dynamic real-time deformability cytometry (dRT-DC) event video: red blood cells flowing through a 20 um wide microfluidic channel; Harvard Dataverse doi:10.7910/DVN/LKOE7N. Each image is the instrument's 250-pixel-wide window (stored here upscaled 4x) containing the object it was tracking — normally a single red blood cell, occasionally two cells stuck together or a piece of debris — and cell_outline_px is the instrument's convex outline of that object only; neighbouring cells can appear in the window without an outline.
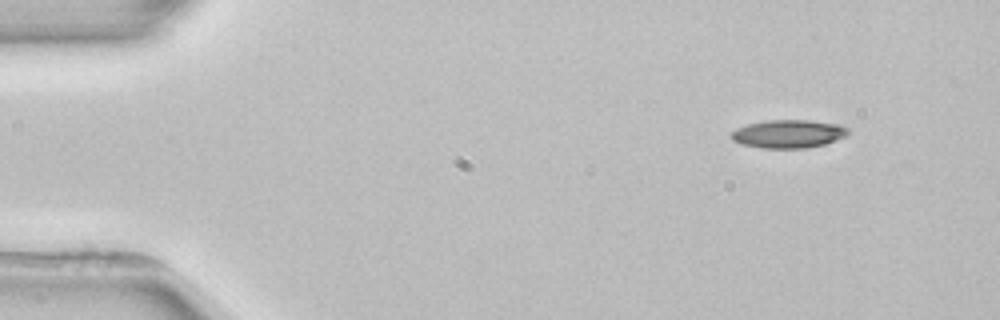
{"species": "common noctule bat (a hibernating species)", "species_latin": "Nyctalus noctula", "temperature_condition": "room temperature", "stored_images_in_passage": 4, "segment_of_instrument_passage": [1, 2], "camera_frame_rate_fps": 3000, "um_per_image_px": 0.085, "animal": {"sex": "female", "body_mass_g": 22.7, "forearm_length_mm": 54.2}, "frame": {"image": 1, "passage_image": 1, "time_ms": 0.0, "image_size_px": [1000, 320], "cell_outline_px": [[848, 132], [844, 136], [836, 140], [824, 144], [808, 148], [760, 148], [740, 144], [732, 140], [728, 136], [736, 128], [748, 124], [768, 120], [808, 120], [840, 124], [848, 128]], "centroid_in_image_um": [66.97, 11.38], "position_along_channel_um": 18.0, "area_um2": 19.31}}